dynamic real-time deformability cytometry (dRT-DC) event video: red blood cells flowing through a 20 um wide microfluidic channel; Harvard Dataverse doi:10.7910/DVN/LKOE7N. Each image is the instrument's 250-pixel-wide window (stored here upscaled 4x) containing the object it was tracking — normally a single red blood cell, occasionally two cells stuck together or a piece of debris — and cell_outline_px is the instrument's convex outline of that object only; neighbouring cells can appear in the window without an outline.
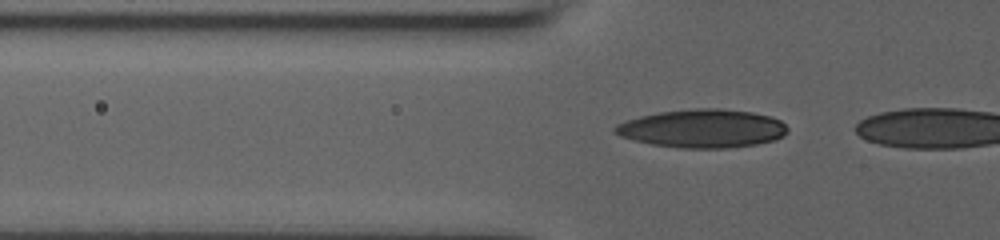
{"species": "human", "species_latin": "Homo sapiens", "temperature_condition": "room temperature", "stored_images_in_passage": 15, "camera_frame_rate_fps": 3000, "um_per_image_px": 0.085, "donor": {"sex": "male"}, "frame": {"image": 1, "passage_image": 12, "time_ms": 3.667, "image_size_px": [1000, 240], "cell_outline_px": [[788, 132], [784, 136], [772, 140], [756, 144], [728, 148], [680, 148], [652, 144], [620, 136], [612, 132], [612, 128], [616, 124], [640, 116], [660, 112], [696, 108], [720, 108], [752, 112], [768, 116], [780, 120], [788, 128]], "centroid_in_image_um": [59.7, 10.92], "position_along_channel_um": 66.1, "area_um2": 38.49}}